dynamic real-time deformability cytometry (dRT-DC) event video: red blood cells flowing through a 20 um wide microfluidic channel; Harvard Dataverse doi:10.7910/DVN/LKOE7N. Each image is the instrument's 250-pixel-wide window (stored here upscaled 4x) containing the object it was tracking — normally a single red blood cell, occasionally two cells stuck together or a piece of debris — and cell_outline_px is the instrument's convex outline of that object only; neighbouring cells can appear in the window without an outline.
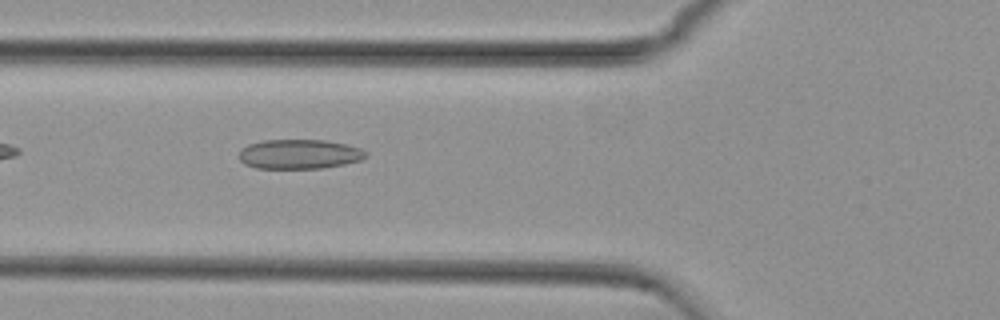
{"species": "common noctule bat (a hibernating species)", "species_latin": "Nyctalus noctula", "temperature_condition": "cold", "stored_images_in_passage": 38, "camera_frame_rate_fps": 3000, "um_per_image_px": 0.085, "animal": {"sex": "female", "body_mass_g": 29.2, "forearm_length_mm": 56.3}, "frame": {"image": 1, "passage_image": 3, "time_ms": 0.667, "image_size_px": [1000, 320], "cell_outline_px": [[368, 156], [360, 160], [344, 164], [320, 168], [256, 168], [244, 164], [240, 160], [240, 148], [248, 144], [264, 140], [324, 140], [348, 144], [360, 148], [368, 152]], "centroid_in_image_um": [25.45, 13.09], "position_along_channel_um": 100.3, "area_um2": 21.91}}
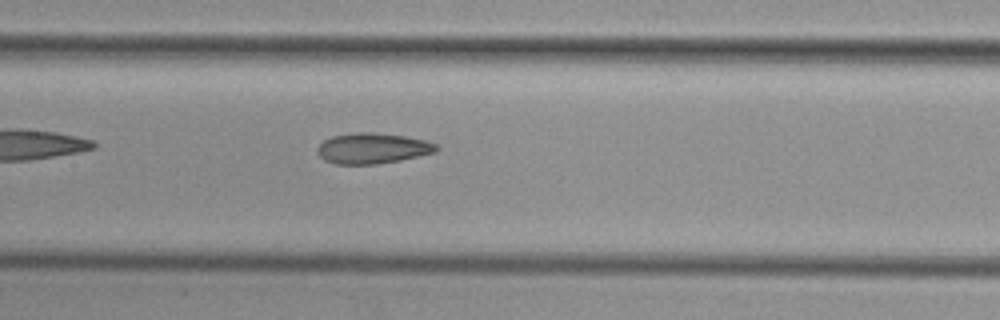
{"frame": {"image": 2, "passage_image": 9, "time_ms": 2.667, "image_size_px": [1000, 320], "cell_outline_px": [[440, 148], [436, 152], [400, 160], [376, 164], [336, 164], [324, 160], [316, 152], [316, 148], [324, 140], [332, 136], [356, 132], [372, 132], [404, 136], [424, 140], [436, 144]], "centroid_in_image_um": [31.65, 12.61], "position_along_channel_um": 175.8, "area_um2": 21.21}}
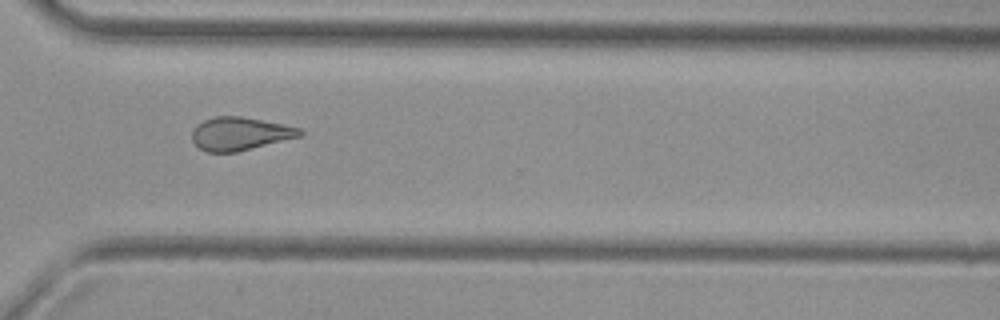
{"frame": {"image": 3, "passage_image": 23, "time_ms": 7.333, "image_size_px": [1000, 320], "cell_outline_px": [[304, 136], [236, 152], [208, 152], [200, 148], [192, 140], [192, 132], [196, 124], [204, 120], [216, 116], [240, 116], [300, 128], [304, 132]], "centroid_in_image_um": [20.41, 11.37], "position_along_channel_um": 350.2, "area_um2": 20.75}}